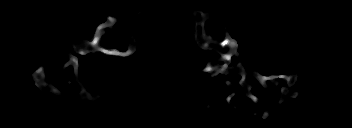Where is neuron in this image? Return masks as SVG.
<instances>
[{"mask_svg": "<svg viewBox=\"0 0 352 128\" xmlns=\"http://www.w3.org/2000/svg\"><path fill=\"white\" fill-rule=\"evenodd\" d=\"M142 13H143V11L140 10V11L136 12V15L141 16ZM193 14L195 16L194 20L196 23V27L193 30V35H194V39H195L196 44L199 46V48H201L205 51L212 49V50L218 52L219 54H221V57L218 59V62L221 60L225 62V64L223 66H220V65L216 66L215 65L212 67L213 61H209L206 65V67L204 69H201L199 73L208 72V73H210L211 77L217 76L220 73H222L223 75L236 73L242 77L239 84H240V86H243L244 88L246 87L245 95L252 99V103L258 102L259 101L258 98H256L254 95H252L249 92L252 89L251 83L250 82L245 83L246 71L243 69L240 61L237 62L236 67L230 66V68H228V65H231L232 55L238 49V46H237L235 40H233L231 38V36L228 34L223 42L213 41L212 37L207 35L208 31H206L204 29L205 19L212 17V14L208 12L204 15L200 10L194 11ZM106 19L108 20V22L102 23L96 27L92 39H90L89 41L77 40L78 47H75V46L73 47L74 48L73 50L76 53L85 55L86 52H102V53H104L106 55H110V56L128 57L132 53L135 52L136 47L134 46V44L129 45L128 50L126 52H120L118 50V47H114L113 49H107L105 47L100 46L99 42H100L102 34H104L106 32L105 29L107 27L109 29L113 28V25L116 21L115 17H111L109 15L106 16ZM68 56L70 58V62H67L66 64H64L61 71L66 69L69 64H72L73 69H74L75 79L73 81H68V83L69 84H77L78 83L81 85V87H83V83L81 82V80L79 78V73H78V68L81 64L79 63L78 58L76 56H74L72 54H69ZM37 64H39V68L31 74L32 78H34L37 82L35 85L40 88L41 87L49 88L51 92H53L55 95L59 96L60 95L59 90L55 86H53L52 84L47 83L45 81L46 72L44 70L43 65L40 64V62H36V65ZM213 71H214V73H213ZM215 71H216V73H215ZM252 76L254 78H256L262 84V87H264V88L269 87V85H267V83H265V81H267V80H271L274 78H281V79H284L289 86H293L298 78L297 73H294L293 75H290V76H285V75L264 76V75H261L260 73H258L257 70H254L252 72ZM224 82L229 86V88H231L232 83L230 80L225 78ZM237 90L238 89H236L233 94L229 95L226 98L227 103H229V105H230L231 98L237 93ZM281 90H282V94L280 96V100L277 102V105H281L283 102V99L289 95V90L287 87H282ZM78 96L81 99L87 98L91 102L95 101V97L91 96V94L88 93L85 89H83V92H80V94ZM268 116H269V113L265 112L262 117L265 119Z\"/></svg>", "mask_w": 352, "mask_h": 128, "instance_id": "obj_1", "label": "neuron"}]
</instances>
